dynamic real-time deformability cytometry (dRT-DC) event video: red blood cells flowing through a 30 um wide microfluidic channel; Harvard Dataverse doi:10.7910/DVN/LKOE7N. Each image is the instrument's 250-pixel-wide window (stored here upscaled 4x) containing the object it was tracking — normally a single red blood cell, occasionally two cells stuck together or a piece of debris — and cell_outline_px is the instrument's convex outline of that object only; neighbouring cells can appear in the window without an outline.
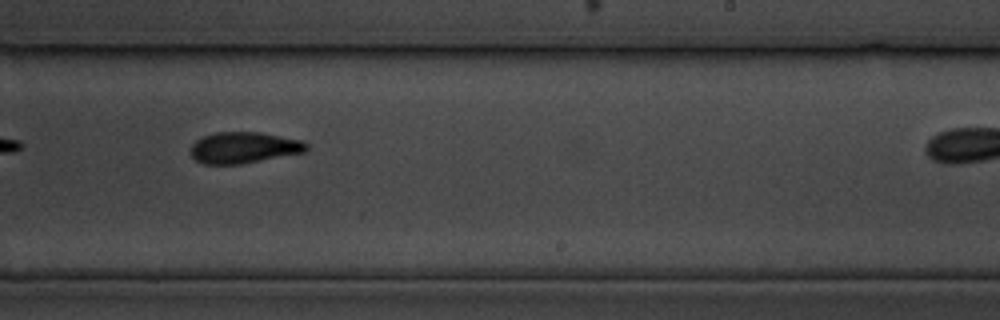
{"species": "common noctule bat (a hibernating species)", "species_latin": "Nyctalus noctula", "temperature_condition": "cold", "stored_images_in_passage": 12, "camera_frame_rate_fps": 3000, "um_per_image_px": 0.085, "animal": {"sex": "male", "body_mass_g": 19.5, "forearm_length_mm": 54.6}, "frame": {"image": 1, "passage_image": 10, "time_ms": 11.0, "image_size_px": [1000, 320], "cell_outline_px": [[308, 148], [304, 152], [240, 164], [204, 164], [196, 160], [192, 156], [192, 144], [196, 140], [204, 136], [216, 132], [260, 132], [300, 140], [308, 144]], "centroid_in_image_um": [20.72, 12.54], "position_along_channel_um": 268.3, "area_um2": 20.81}}